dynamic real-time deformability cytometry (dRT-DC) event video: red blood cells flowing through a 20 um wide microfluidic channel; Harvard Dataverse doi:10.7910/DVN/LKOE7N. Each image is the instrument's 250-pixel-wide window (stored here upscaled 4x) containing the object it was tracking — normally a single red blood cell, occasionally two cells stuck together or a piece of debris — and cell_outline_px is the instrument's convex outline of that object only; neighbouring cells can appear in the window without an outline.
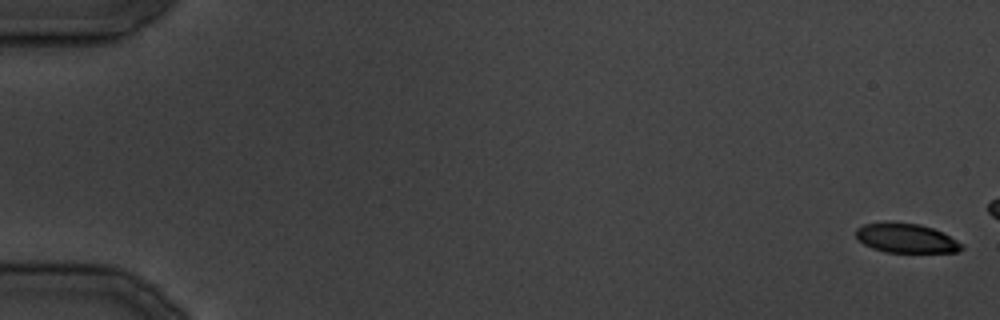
{"species": "common noctule bat (a hibernating species)", "species_latin": "Nyctalus noctula", "temperature_condition": "cold", "stored_images_in_passage": 10, "camera_frame_rate_fps": 3000, "um_per_image_px": 0.085, "animal": {"sex": "male", "body_mass_g": 19.5, "forearm_length_mm": 54.6}, "frame": {"image": 1, "passage_image": 1, "time_ms": 0.0, "image_size_px": [1000, 320], "cell_outline_px": [[964, 248], [956, 252], [884, 252], [872, 248], [864, 244], [856, 236], [856, 228], [864, 224], [888, 220], [920, 224], [932, 228], [964, 244]], "centroid_in_image_um": [76.98, 20.22], "position_along_channel_um": 8.0, "area_um2": 18.26}}